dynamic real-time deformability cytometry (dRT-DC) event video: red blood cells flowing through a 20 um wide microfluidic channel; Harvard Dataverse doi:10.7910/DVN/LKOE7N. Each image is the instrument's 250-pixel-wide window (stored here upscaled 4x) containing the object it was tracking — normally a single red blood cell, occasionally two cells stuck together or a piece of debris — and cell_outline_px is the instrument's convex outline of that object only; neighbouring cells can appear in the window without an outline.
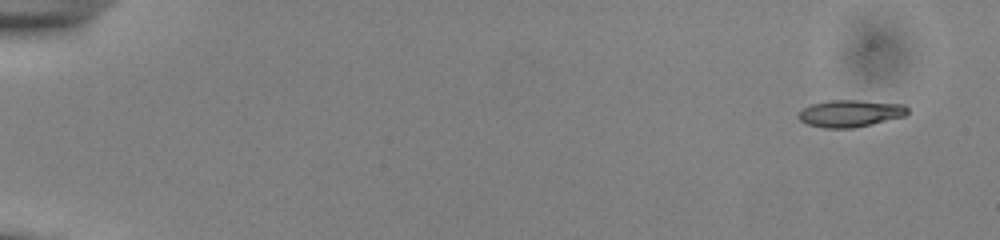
{"species": "common noctule bat (a hibernating species)", "species_latin": "Nyctalus noctula", "temperature_condition": "cold", "stored_images_in_passage": 24, "camera_frame_rate_fps": 3000, "um_per_image_px": 0.085, "animal": {"sex": "male", "body_mass_g": 13.0, "forearm_length_mm": 53.1}, "frame": {"image": 1, "passage_image": 1, "time_ms": 0.0, "image_size_px": [1000, 240], "cell_outline_px": [[908, 116], [872, 124], [852, 128], [824, 128], [808, 124], [800, 120], [796, 116], [804, 108], [812, 104], [828, 100], [860, 100], [904, 104], [908, 108]], "centroid_in_image_um": [72.32, 9.64], "position_along_channel_um": 12.7, "area_um2": 17.34}}
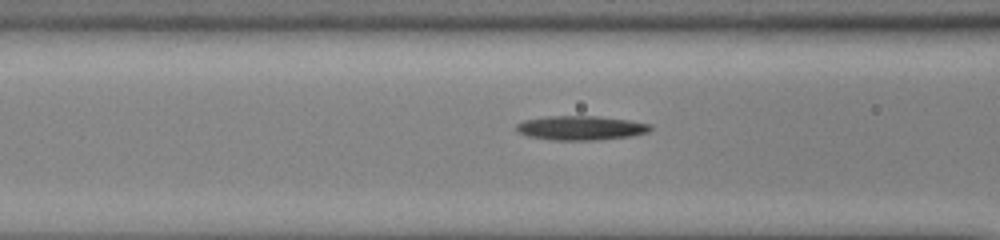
{"frame": {"image": 2, "passage_image": 21, "time_ms": 6.667, "image_size_px": [1000, 240], "cell_outline_px": [[652, 128], [648, 132], [632, 136], [596, 140], [552, 140], [528, 136], [520, 132], [516, 128], [516, 124], [524, 120], [544, 116], [596, 116], [628, 120], [652, 124]], "centroid_in_image_um": [49.38, 10.87], "position_along_channel_um": 117.2, "area_um2": 18.96}}
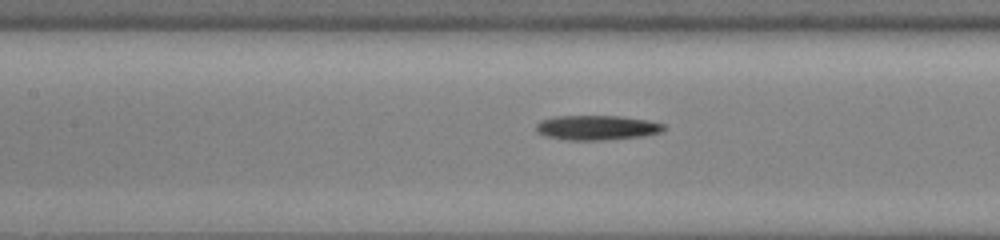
{"frame": {"image": 3, "passage_image": 24, "time_ms": 7.667, "image_size_px": [1000, 240], "cell_outline_px": [[668, 128], [664, 132], [644, 136], [604, 140], [564, 140], [544, 136], [536, 132], [536, 124], [540, 120], [556, 116], [620, 116], [648, 120], [664, 124]], "centroid_in_image_um": [50.75, 10.85], "position_along_channel_um": 156.6, "area_um2": 18.73}}